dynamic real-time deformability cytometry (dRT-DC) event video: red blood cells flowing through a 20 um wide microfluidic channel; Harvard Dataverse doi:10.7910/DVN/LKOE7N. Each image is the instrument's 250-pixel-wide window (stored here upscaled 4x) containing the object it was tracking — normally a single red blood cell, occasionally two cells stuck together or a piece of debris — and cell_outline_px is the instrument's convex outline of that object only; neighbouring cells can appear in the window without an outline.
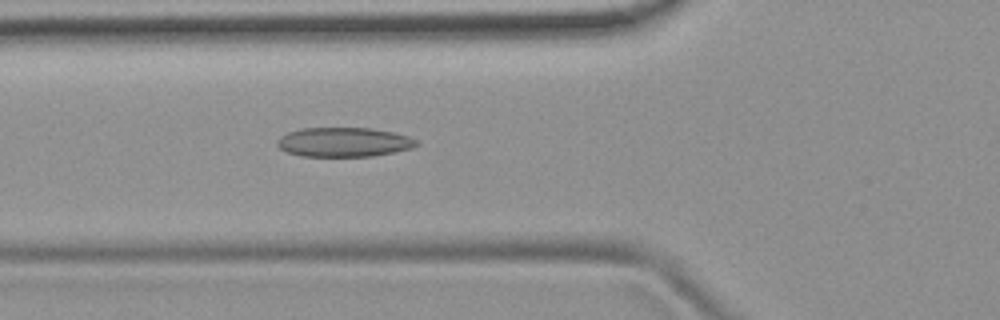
{"species": "common noctule bat (a hibernating species)", "species_latin": "Nyctalus noctula", "temperature_condition": "room temperature", "stored_images_in_passage": 3, "camera_frame_rate_fps": 3000, "um_per_image_px": 0.085, "animal": {"sex": "female", "body_mass_g": 19.9}, "frame": {"image": 1, "passage_image": 3, "time_ms": 3.0, "image_size_px": [1000, 320], "cell_outline_px": [[420, 144], [412, 148], [372, 156], [300, 156], [288, 152], [280, 148], [276, 144], [276, 140], [280, 136], [288, 132], [300, 128], [372, 128], [392, 132], [408, 136], [420, 140]], "centroid_in_image_um": [29.23, 12.07], "position_along_channel_um": 96.6, "area_um2": 23.93}}